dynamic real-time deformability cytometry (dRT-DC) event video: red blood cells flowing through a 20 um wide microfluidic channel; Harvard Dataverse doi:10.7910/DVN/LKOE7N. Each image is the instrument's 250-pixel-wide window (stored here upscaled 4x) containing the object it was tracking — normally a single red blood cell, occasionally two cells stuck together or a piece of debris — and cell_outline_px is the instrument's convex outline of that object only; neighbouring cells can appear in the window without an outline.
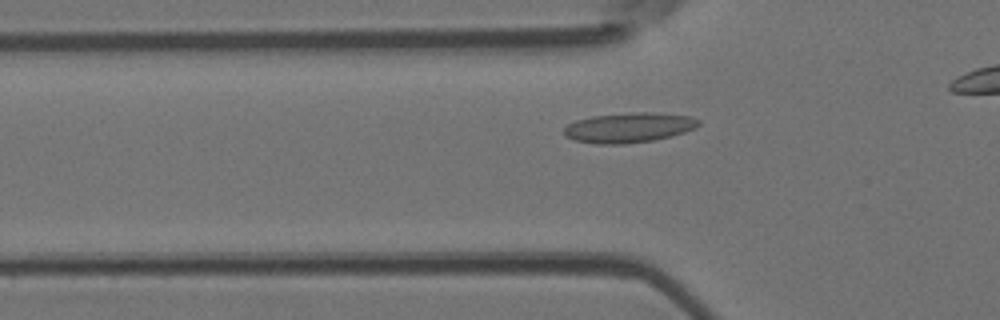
{"species": "Egyptian fruit bat (a non-hibernating species)", "species_latin": "Rousettus aegyptiacus", "temperature_condition": "room temperature", "stored_images_in_passage": 36, "camera_frame_rate_fps": 3000, "um_per_image_px": 0.085, "animal": {"sex": "female"}, "frame": {"image": 1, "passage_image": 10, "time_ms": 3.0, "image_size_px": [1000, 320], "cell_outline_px": [[700, 124], [696, 128], [672, 136], [652, 140], [624, 144], [596, 144], [576, 140], [564, 136], [564, 128], [568, 124], [576, 120], [592, 116], [640, 112], [652, 112], [688, 116], [700, 120]], "centroid_in_image_um": [53.45, 10.85], "position_along_channel_um": 72.3, "area_um2": 23.35}}
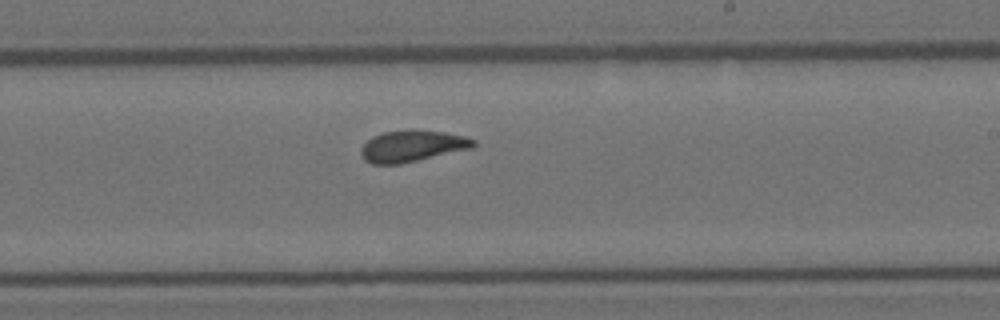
{"frame": {"image": 2, "passage_image": 24, "time_ms": 7.667, "image_size_px": [1000, 320], "cell_outline_px": [[476, 144], [472, 148], [400, 164], [372, 164], [364, 160], [360, 156], [360, 148], [372, 136], [384, 132], [412, 128], [444, 132], [464, 136], [476, 140]], "centroid_in_image_um": [35.01, 12.4], "position_along_channel_um": 254.0, "area_um2": 20.87}}
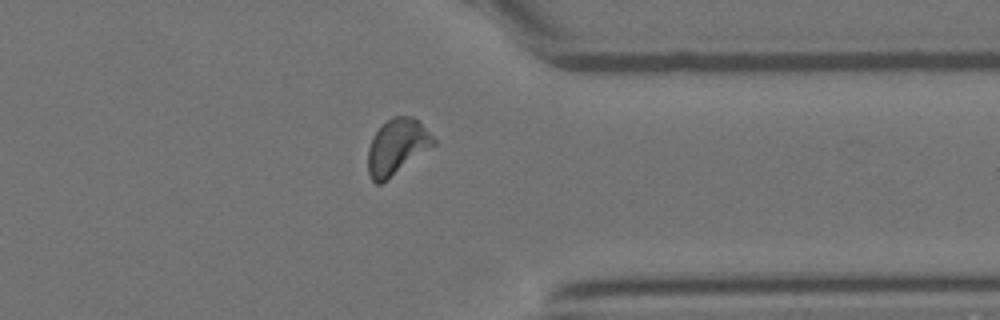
{"frame": {"image": 3, "passage_image": 34, "time_ms": 11.0, "image_size_px": [1000, 320], "cell_outline_px": [[436, 144], [380, 184], [376, 184], [372, 180], [368, 172], [368, 148], [372, 136], [392, 116], [412, 116], [436, 140]], "centroid_in_image_um": [33.71, 12.48], "position_along_channel_um": 377.7, "area_um2": 20.75}}